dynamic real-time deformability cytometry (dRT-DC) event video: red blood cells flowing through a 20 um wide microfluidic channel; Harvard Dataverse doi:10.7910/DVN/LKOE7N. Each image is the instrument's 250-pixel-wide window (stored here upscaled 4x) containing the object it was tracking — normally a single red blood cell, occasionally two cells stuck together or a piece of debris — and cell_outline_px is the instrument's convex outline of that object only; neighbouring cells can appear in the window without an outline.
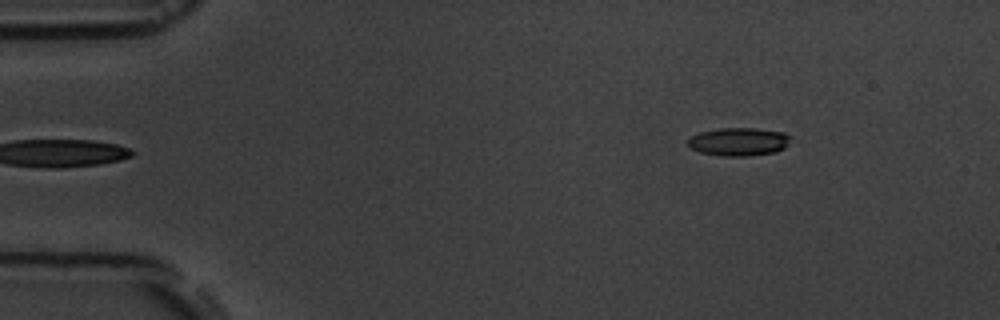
{"species": "common noctule bat (a hibernating species)", "species_latin": "Nyctalus noctula", "temperature_condition": "room temperature", "stored_images_in_passage": 5, "camera_frame_rate_fps": 3000, "um_per_image_px": 0.085, "animal": {"sex": "male", "body_mass_g": 19.5, "forearm_length_mm": 54.6}, "frame": {"image": 1, "passage_image": 1, "time_ms": 0.0, "image_size_px": [1000, 320], "cell_outline_px": [[788, 144], [784, 148], [776, 152], [748, 156], [720, 156], [700, 152], [688, 148], [684, 140], [688, 136], [700, 132], [716, 128], [756, 128], [784, 132], [788, 136]], "centroid_in_image_um": [62.68, 12.04], "position_along_channel_um": 22.3, "area_um2": 17.22}}
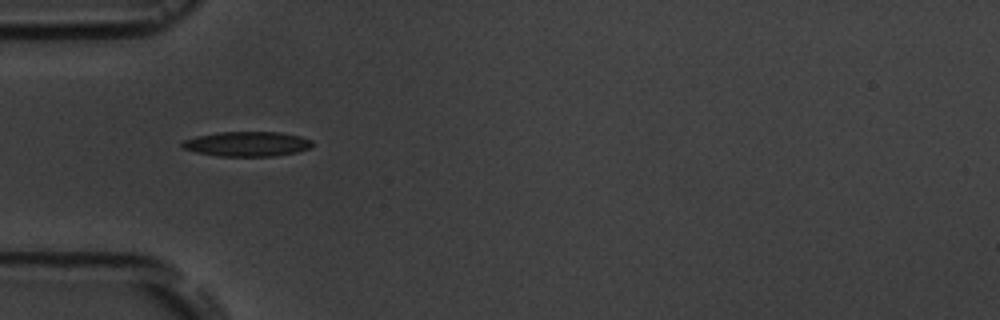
{"frame": {"image": 2, "passage_image": 4, "time_ms": 3.333, "image_size_px": [1000, 320], "cell_outline_px": [[312, 144], [308, 148], [296, 152], [276, 156], [220, 156], [196, 152], [184, 148], [180, 144], [184, 140], [196, 136], [220, 132], [280, 132], [300, 136], [312, 140]], "centroid_in_image_um": [21.0, 12.23], "position_along_channel_um": 64.0, "area_um2": 18.67}}
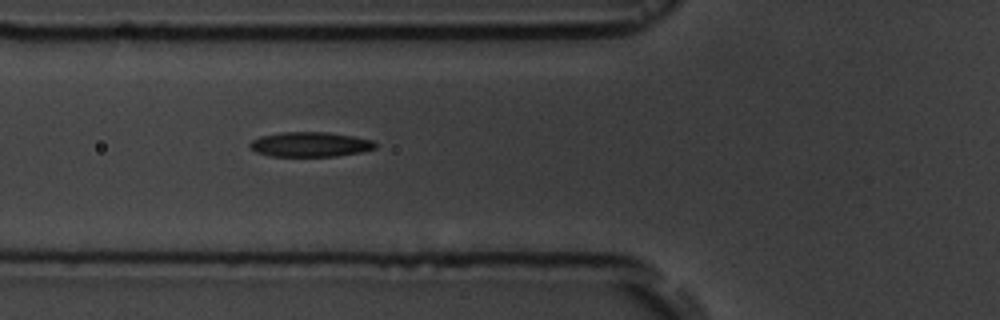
{"frame": {"image": 3, "passage_image": 5, "time_ms": 4.333, "image_size_px": [1000, 320], "cell_outline_px": [[376, 148], [360, 152], [336, 156], [272, 156], [256, 152], [248, 144], [252, 140], [260, 136], [280, 132], [328, 132], [352, 136], [372, 140], [376, 144]], "centroid_in_image_um": [26.35, 12.27], "position_along_channel_um": 99.5, "area_um2": 18.03}}